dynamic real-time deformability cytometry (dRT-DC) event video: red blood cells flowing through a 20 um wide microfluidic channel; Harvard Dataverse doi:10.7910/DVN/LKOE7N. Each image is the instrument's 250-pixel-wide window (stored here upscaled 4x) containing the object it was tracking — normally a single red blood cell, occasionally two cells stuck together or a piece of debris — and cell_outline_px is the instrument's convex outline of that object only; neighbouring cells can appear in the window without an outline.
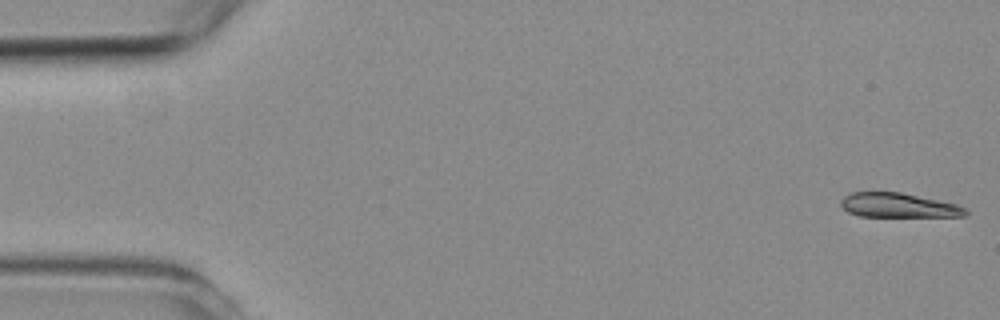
{"species": "common noctule bat (a hibernating species)", "species_latin": "Nyctalus noctula", "temperature_condition": "room temperature", "stored_images_in_passage": 7, "camera_frame_rate_fps": 3000, "um_per_image_px": 0.085, "animal": {"sex": "female", "body_mass_g": 19.3, "forearm_length_mm": 54.1}, "frame": {"image": 1, "passage_image": 1, "time_ms": 0.0, "image_size_px": [1000, 320], "cell_outline_px": [[968, 216], [860, 216], [848, 212], [840, 204], [840, 200], [844, 196], [852, 192], [900, 192], [956, 204], [964, 208], [968, 212]], "centroid_in_image_um": [76.33, 17.45], "position_along_channel_um": 8.7, "area_um2": 17.51}}